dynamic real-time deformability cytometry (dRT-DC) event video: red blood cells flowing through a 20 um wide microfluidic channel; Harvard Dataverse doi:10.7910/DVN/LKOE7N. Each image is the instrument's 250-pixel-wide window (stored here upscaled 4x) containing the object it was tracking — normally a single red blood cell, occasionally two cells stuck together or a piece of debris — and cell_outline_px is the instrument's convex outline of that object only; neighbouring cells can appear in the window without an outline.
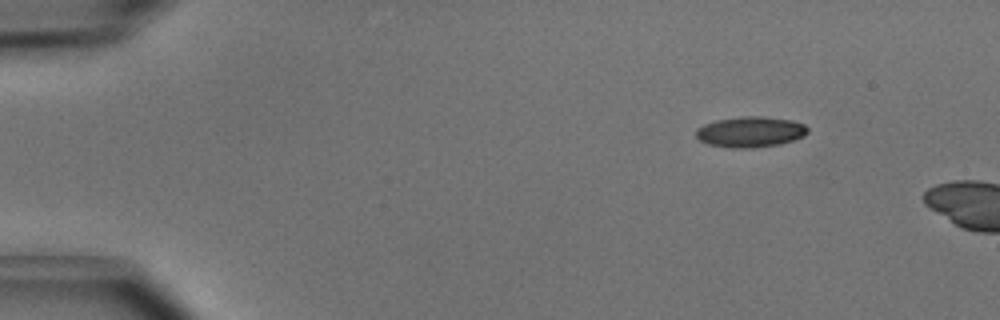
{"species": "common noctule bat (a hibernating species)", "species_latin": "Nyctalus noctula", "temperature_condition": "cold", "stored_images_in_passage": 2, "camera_frame_rate_fps": 3000, "um_per_image_px": 0.085, "animal": {"sex": "male", "body_mass_g": 15.6}, "frame": {"image": 1, "passage_image": 1, "time_ms": 0.0, "image_size_px": [1000, 320], "cell_outline_px": [[808, 132], [804, 136], [780, 144], [752, 148], [732, 148], [708, 144], [700, 140], [696, 136], [696, 128], [704, 124], [716, 120], [744, 116], [764, 116], [792, 120], [804, 124], [808, 128]], "centroid_in_image_um": [63.78, 11.2], "position_along_channel_um": 21.2, "area_um2": 20.0}}